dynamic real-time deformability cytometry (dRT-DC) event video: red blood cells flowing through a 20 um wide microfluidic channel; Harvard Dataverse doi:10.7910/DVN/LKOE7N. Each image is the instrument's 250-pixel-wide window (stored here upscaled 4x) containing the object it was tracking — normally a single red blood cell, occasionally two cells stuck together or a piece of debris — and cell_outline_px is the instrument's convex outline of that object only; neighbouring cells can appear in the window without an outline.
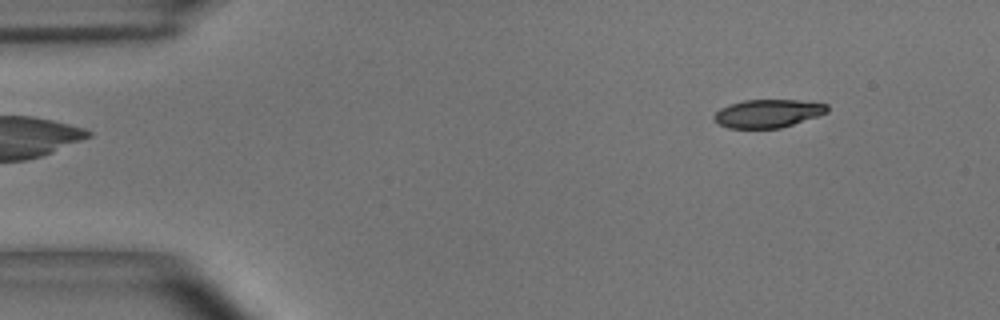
{"species": "common noctule bat (a hibernating species)", "species_latin": "Nyctalus noctula", "temperature_condition": "room temperature", "stored_images_in_passage": 6, "camera_frame_rate_fps": 3000, "um_per_image_px": 0.085, "animal": {"sex": "male", "body_mass_g": 15.6}, "frame": {"image": 1, "passage_image": 6, "time_ms": 1.667, "image_size_px": [1000, 320], "cell_outline_px": [[828, 112], [820, 116], [780, 128], [728, 128], [720, 124], [712, 116], [720, 108], [728, 104], [744, 100], [800, 100], [828, 104]], "centroid_in_image_um": [65.3, 9.64], "position_along_channel_um": 19.7, "area_um2": 18.67}}